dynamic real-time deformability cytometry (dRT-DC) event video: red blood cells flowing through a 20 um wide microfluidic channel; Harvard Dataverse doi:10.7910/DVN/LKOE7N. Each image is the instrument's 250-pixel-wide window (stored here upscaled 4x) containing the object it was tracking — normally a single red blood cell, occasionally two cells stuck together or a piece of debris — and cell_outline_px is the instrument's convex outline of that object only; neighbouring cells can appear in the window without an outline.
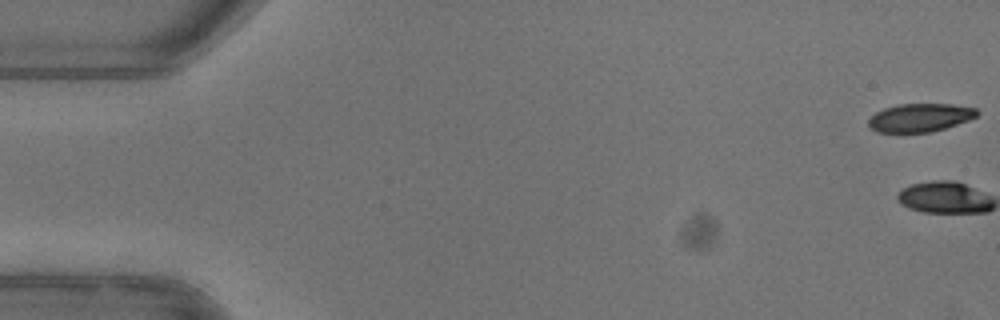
{"species": "common noctule bat (a hibernating species)", "species_latin": "Nyctalus noctula", "temperature_condition": "warm", "stored_images_in_passage": 2, "camera_frame_rate_fps": 3000, "um_per_image_px": 0.085, "animal": {"sex": "female"}, "frame": {"image": 1, "passage_image": 1, "time_ms": 0.0, "image_size_px": [1000, 320], "cell_outline_px": [[980, 112], [976, 116], [968, 120], [944, 128], [928, 132], [876, 132], [868, 124], [868, 120], [876, 112], [884, 108], [900, 104], [952, 104], [976, 108]], "centroid_in_image_um": [78.2, 9.99], "position_along_channel_um": 6.8, "area_um2": 17.69}}